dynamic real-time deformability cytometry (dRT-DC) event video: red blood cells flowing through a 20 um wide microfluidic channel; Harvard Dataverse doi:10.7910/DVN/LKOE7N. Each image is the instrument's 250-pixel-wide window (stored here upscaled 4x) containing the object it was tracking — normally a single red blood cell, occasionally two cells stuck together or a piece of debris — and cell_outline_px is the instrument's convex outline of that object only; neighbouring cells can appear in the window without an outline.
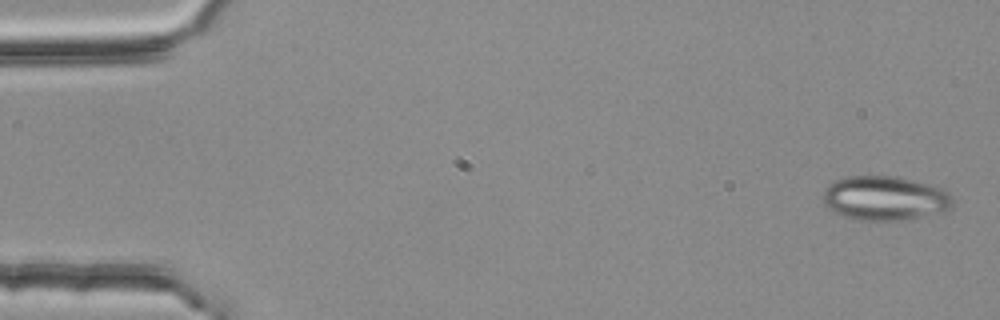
{"species": "common noctule bat (a hibernating species)", "species_latin": "Nyctalus noctula", "temperature_condition": "room temperature", "stored_images_in_passage": 4, "camera_frame_rate_fps": 3000, "um_per_image_px": 0.085, "animal": {"sex": "female", "body_mass_g": 25.1}, "frame": {"image": 1, "passage_image": 1, "time_ms": 0.0, "image_size_px": [1000, 320], "cell_outline_px": [[952, 204], [948, 208], [904, 220], [860, 220], [844, 216], [828, 208], [824, 204], [824, 188], [828, 184], [836, 180], [848, 176], [896, 176], [944, 188], [952, 196]], "centroid_in_image_um": [75.17, 16.82], "position_along_channel_um": 9.8, "area_um2": 33.0}}